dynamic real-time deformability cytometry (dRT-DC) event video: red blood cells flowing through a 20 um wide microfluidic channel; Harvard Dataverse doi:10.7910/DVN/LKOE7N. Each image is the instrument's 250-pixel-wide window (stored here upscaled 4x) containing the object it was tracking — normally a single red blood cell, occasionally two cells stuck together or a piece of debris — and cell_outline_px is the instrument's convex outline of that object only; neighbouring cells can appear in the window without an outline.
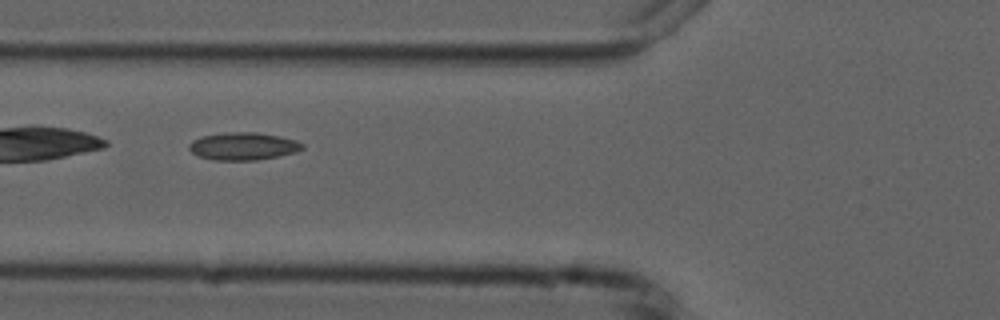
{"species": "common noctule bat (a hibernating species)", "species_latin": "Nyctalus noctula", "temperature_condition": "cold", "stored_images_in_passage": 10, "camera_frame_rate_fps": 3000, "um_per_image_px": 0.085, "animal": {"sex": "male", "forearm_length_mm": 52.5}, "frame": {"image": 1, "passage_image": 5, "time_ms": 5.667, "image_size_px": [1000, 320], "cell_outline_px": [[304, 148], [296, 152], [280, 156], [256, 160], [212, 160], [196, 156], [188, 148], [188, 144], [192, 140], [204, 136], [228, 132], [256, 132], [280, 136], [296, 140], [304, 144]], "centroid_in_image_um": [20.67, 12.43], "position_along_channel_um": 105.1, "area_um2": 18.38}}
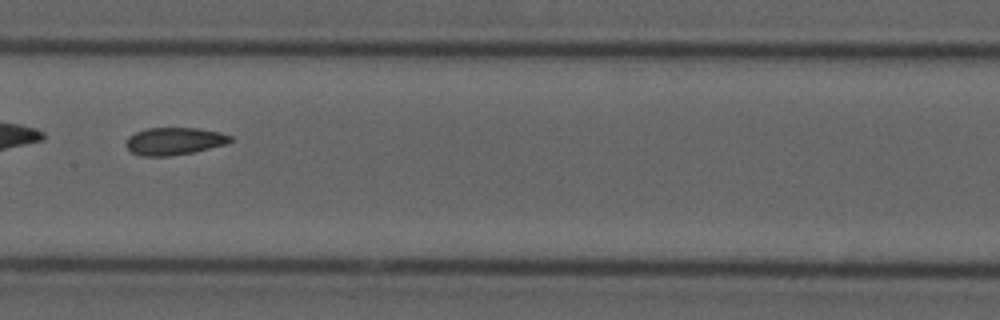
{"frame": {"image": 2, "passage_image": 7, "time_ms": 8.0, "image_size_px": [1000, 320], "cell_outline_px": [[232, 140], [228, 144], [192, 152], [168, 156], [140, 156], [132, 152], [124, 144], [128, 136], [136, 132], [148, 128], [196, 128], [220, 132], [232, 136]], "centroid_in_image_um": [14.81, 12.0], "position_along_channel_um": 192.6, "area_um2": 16.7}}
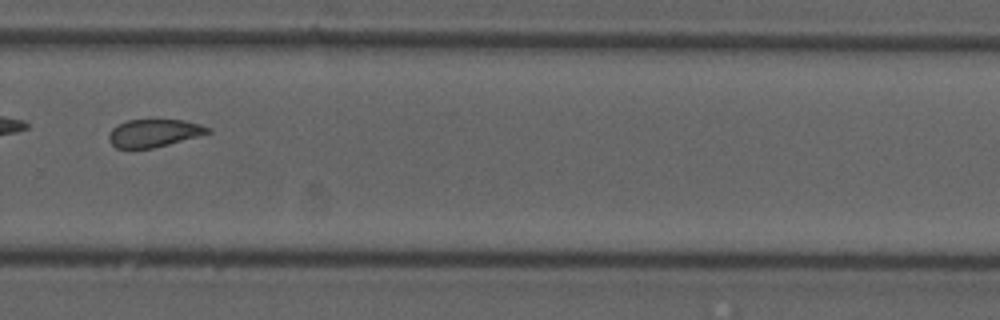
{"frame": {"image": 3, "passage_image": 10, "time_ms": 11.333, "image_size_px": [1000, 320], "cell_outline_px": [[212, 132], [168, 144], [152, 148], [116, 148], [108, 140], [108, 136], [112, 128], [116, 124], [128, 120], [184, 120], [200, 124], [212, 128]], "centroid_in_image_um": [13.08, 11.3], "position_along_channel_um": 316.7, "area_um2": 15.95}}